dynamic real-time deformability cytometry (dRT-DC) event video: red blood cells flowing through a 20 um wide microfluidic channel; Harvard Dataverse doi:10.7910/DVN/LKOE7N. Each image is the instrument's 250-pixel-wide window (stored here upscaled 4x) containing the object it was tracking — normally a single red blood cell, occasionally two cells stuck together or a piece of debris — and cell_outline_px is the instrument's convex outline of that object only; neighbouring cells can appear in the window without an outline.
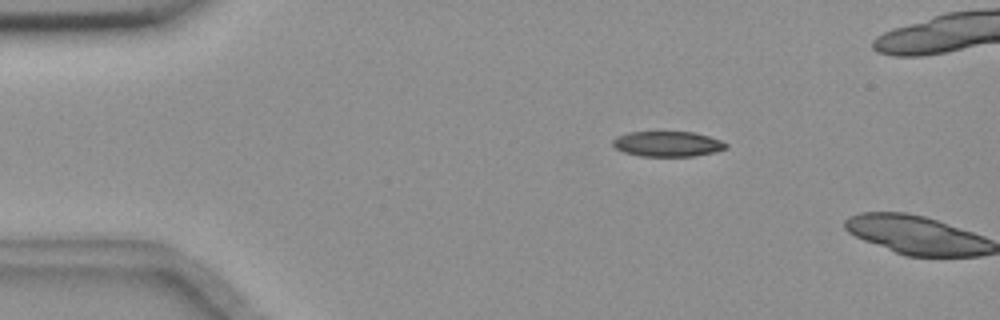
{"species": "common noctule bat (a hibernating species)", "species_latin": "Nyctalus noctula", "temperature_condition": "room temperature", "stored_images_in_passage": 11, "camera_frame_rate_fps": 3000, "um_per_image_px": 0.085, "animal": {"sex": "female", "body_mass_g": 18.4}, "frame": {"image": 1, "passage_image": 10, "time_ms": 3.0, "image_size_px": [1000, 320], "cell_outline_px": [[728, 148], [712, 152], [692, 156], [640, 156], [624, 152], [616, 148], [612, 144], [612, 140], [616, 136], [628, 132], [692, 132], [708, 136], [720, 140], [728, 144]], "centroid_in_image_um": [56.71, 12.23], "position_along_channel_um": 28.3, "area_um2": 16.59}}